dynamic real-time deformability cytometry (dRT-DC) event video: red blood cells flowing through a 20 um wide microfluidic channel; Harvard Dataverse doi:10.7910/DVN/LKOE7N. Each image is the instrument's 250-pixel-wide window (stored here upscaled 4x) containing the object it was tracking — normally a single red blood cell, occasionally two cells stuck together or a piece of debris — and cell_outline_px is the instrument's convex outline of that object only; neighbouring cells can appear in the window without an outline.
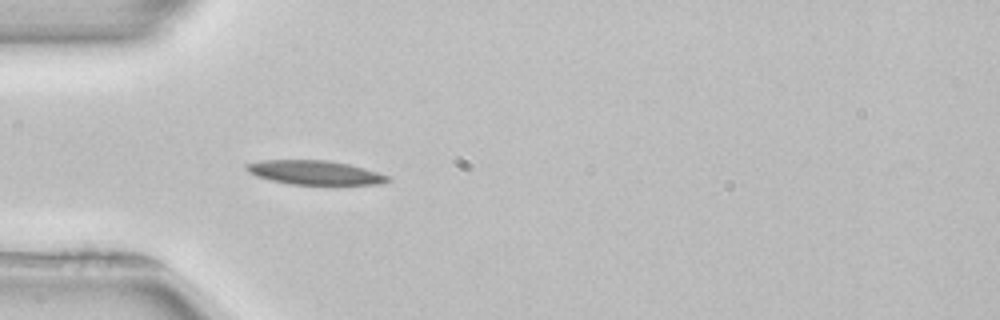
{"species": "common noctule bat (a hibernating species)", "species_latin": "Nyctalus noctula", "temperature_condition": "room temperature", "stored_images_in_passage": 51, "camera_frame_rate_fps": 3000, "um_per_image_px": 0.085, "animal": {"sex": "female", "body_mass_g": 22.7, "forearm_length_mm": 54.2}, "frame": {"image": 1, "passage_image": 15, "time_ms": 4.667, "image_size_px": [1000, 320], "cell_outline_px": [[392, 180], [384, 184], [288, 184], [256, 176], [248, 172], [244, 168], [244, 164], [260, 160], [328, 160], [348, 164], [364, 168], [392, 176]], "centroid_in_image_um": [26.77, 14.66], "position_along_channel_um": 58.2, "area_um2": 20.0}, "authors_computed_cell_mechanics": {"area_um2": 19.2474, "velocity_mm_per_s": 3.9223, "shape_relaxation_time_tau1_ms": 5.3086, "shape_relaxation_time_tau2_ms": null, "deformation_change_tau1": 0.1214, "deformation_change_tau2": null}}